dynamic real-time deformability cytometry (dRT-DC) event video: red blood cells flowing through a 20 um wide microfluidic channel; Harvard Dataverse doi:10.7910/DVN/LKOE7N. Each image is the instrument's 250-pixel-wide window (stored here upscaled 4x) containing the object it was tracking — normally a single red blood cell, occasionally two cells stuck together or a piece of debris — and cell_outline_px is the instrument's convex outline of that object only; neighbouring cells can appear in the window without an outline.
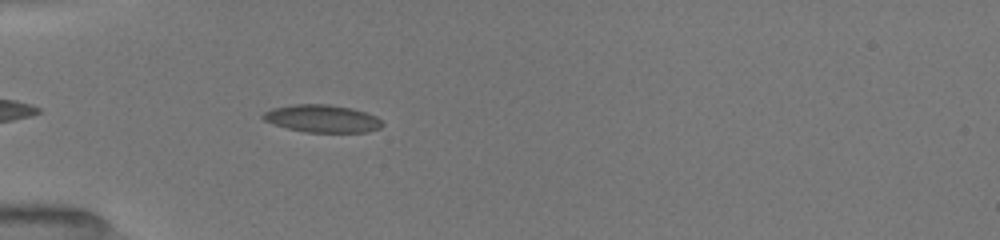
{"species": "common noctule bat (a hibernating species)", "species_latin": "Nyctalus noctula", "temperature_condition": "room temperature", "stored_images_in_passage": 37, "camera_frame_rate_fps": 3000, "um_per_image_px": 0.085, "animal": {"sex": "female", "body_mass_g": 19.5, "forearm_length_mm": 54.1}, "frame": {"image": 1, "passage_image": 4, "time_ms": 1.0, "image_size_px": [1000, 240], "cell_outline_px": [[384, 124], [380, 128], [368, 132], [304, 132], [272, 124], [264, 120], [260, 116], [264, 112], [272, 108], [292, 104], [328, 104], [352, 108], [376, 116]], "centroid_in_image_um": [27.36, 10.08], "position_along_channel_um": 57.6, "area_um2": 19.25}}
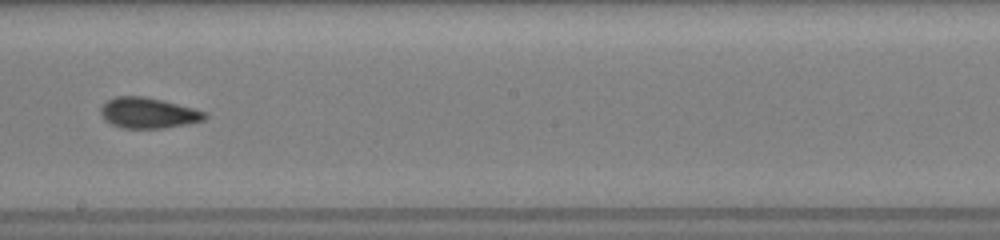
{"frame": {"image": 2, "passage_image": 18, "time_ms": 5.667, "image_size_px": [1000, 240], "cell_outline_px": [[208, 116], [204, 120], [188, 124], [164, 128], [120, 128], [104, 120], [100, 112], [100, 108], [108, 100], [116, 96], [144, 96], [208, 112]], "centroid_in_image_um": [12.6, 9.61], "position_along_channel_um": 235.6, "area_um2": 18.55}}
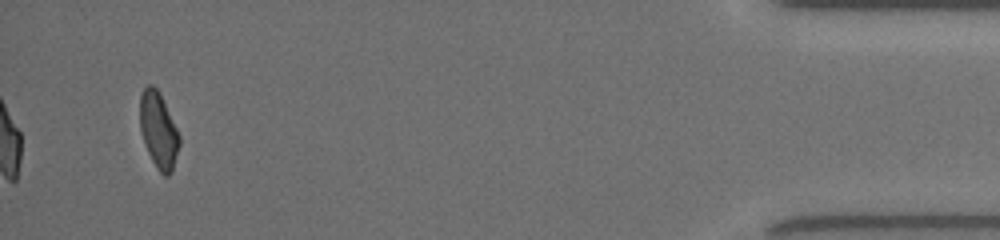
{"frame": {"image": 3, "passage_image": 37, "time_ms": 12.0, "image_size_px": [1000, 240], "cell_outline_px": [[180, 144], [172, 172], [168, 176], [164, 176], [156, 168], [148, 152], [140, 132], [140, 96], [144, 88], [148, 84], [152, 84], [160, 92], [180, 136]], "centroid_in_image_um": [13.47, 11.08], "position_along_channel_um": 421.7, "area_um2": 17.51}, "authors_computed_cell_mechanics": {"area_um2": 18.496, "velocity_mm_per_s": 4.0251, "shape_relaxation_time_tau1_ms": 3.5447, "shape_relaxation_time_tau2_ms": 1.6817, "deformation_change_tau1": 0.1286, "deformation_change_tau2": 0.0651}}